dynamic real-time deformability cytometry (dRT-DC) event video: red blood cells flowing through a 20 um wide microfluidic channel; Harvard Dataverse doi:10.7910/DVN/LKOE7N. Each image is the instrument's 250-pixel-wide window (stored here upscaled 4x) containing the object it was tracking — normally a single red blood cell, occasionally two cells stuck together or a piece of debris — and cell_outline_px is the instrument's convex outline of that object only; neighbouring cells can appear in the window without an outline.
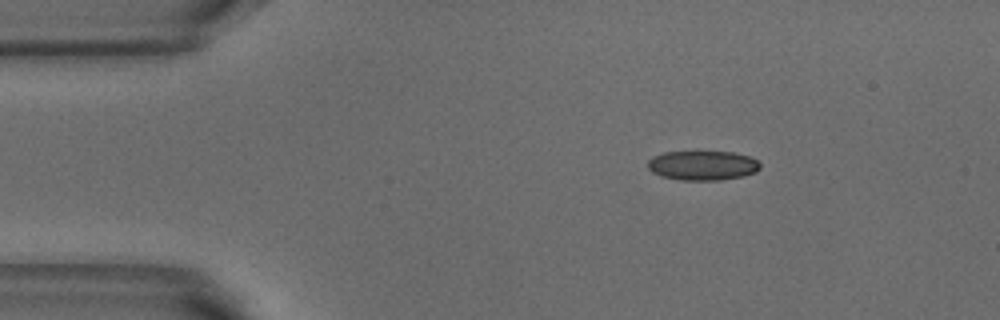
{"species": "common noctule bat (a hibernating species)", "species_latin": "Nyctalus noctula", "temperature_condition": "warm", "stored_images_in_passage": 4, "segment_of_instrument_passage": [2, 2], "camera_frame_rate_fps": 3000, "um_per_image_px": 0.085, "animal": {"sex": "male", "body_mass_g": 18.8}, "frame": {"image": 1, "passage_image": 4, "time_ms": 1.0, "image_size_px": [1000, 320], "cell_outline_px": [[760, 168], [756, 172], [744, 176], [720, 180], [680, 180], [660, 176], [652, 172], [648, 168], [648, 160], [652, 156], [664, 152], [732, 152], [748, 156], [756, 160], [760, 164]], "centroid_in_image_um": [59.7, 14.07], "position_along_channel_um": 25.3, "area_um2": 19.36}}